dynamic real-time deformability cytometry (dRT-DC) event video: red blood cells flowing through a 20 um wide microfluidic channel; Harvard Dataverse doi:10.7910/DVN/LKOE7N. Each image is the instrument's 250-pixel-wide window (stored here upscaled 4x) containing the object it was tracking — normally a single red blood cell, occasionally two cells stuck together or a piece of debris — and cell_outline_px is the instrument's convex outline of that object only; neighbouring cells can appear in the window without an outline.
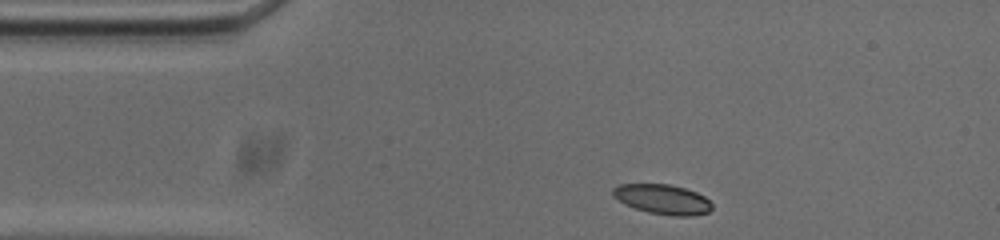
{"species": "common noctule bat (a hibernating species)", "species_latin": "Nyctalus noctula", "temperature_condition": "cold", "stored_images_in_passage": 46, "camera_frame_rate_fps": 3000, "um_per_image_px": 0.085, "animal": {"sex": "male", "body_mass_g": 20.0, "forearm_length_mm": 53.3}, "frame": {"image": 1, "passage_image": 1, "time_ms": 0.0, "image_size_px": [1000, 240], "cell_outline_px": [[712, 208], [708, 212], [692, 216], [672, 216], [648, 212], [636, 208], [612, 196], [612, 188], [620, 184], [668, 184], [684, 188], [696, 192], [704, 196], [712, 204]], "centroid_in_image_um": [56.34, 16.94], "position_along_channel_um": 28.7, "area_um2": 17.05}}
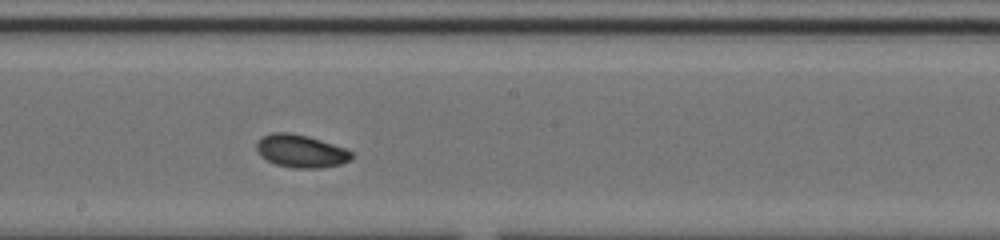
{"frame": {"image": 2, "passage_image": 20, "time_ms": 6.333, "image_size_px": [1000, 240], "cell_outline_px": [[352, 160], [340, 164], [320, 168], [296, 168], [276, 164], [260, 156], [256, 148], [256, 140], [272, 132], [288, 132], [308, 136], [344, 148], [352, 152]], "centroid_in_image_um": [25.56, 12.84], "position_along_channel_um": 222.6, "area_um2": 18.09}}
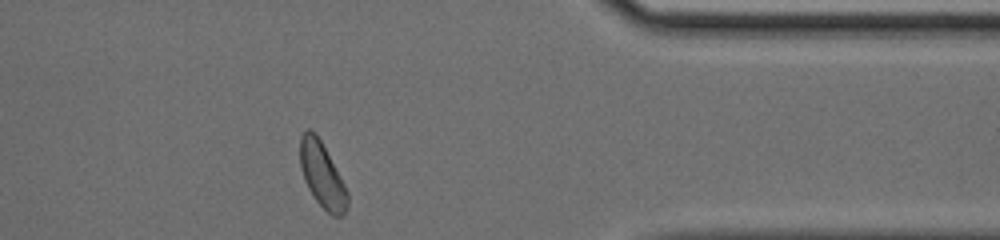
{"frame": {"image": 3, "passage_image": 35, "time_ms": 11.333, "image_size_px": [1000, 240], "cell_outline_px": [[348, 204], [344, 216], [332, 216], [316, 200], [308, 188], [304, 180], [300, 168], [300, 136], [308, 128], [320, 140], [340, 176], [348, 192]], "centroid_in_image_um": [27.38, 14.92], "position_along_channel_um": 384.0, "area_um2": 17.69}, "authors_computed_cell_mechanics": {"area_um2": 18.0336, "velocity_mm_per_s": 3.7012, "shape_relaxation_time_tau1_ms": 2.1432, "shape_relaxation_time_tau2_ms": 5.5028, "deformation_change_tau1": 0.0714, "deformation_change_tau2": 0.0865}}